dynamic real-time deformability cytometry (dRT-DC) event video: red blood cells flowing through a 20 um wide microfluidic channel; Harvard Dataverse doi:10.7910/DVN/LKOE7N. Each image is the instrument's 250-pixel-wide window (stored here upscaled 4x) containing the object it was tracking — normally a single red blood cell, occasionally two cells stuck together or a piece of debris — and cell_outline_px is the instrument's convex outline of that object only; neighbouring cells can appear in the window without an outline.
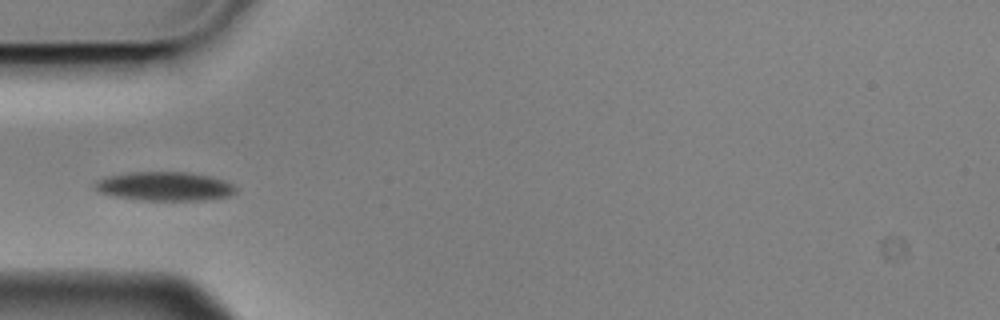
{"species": "Egyptian fruit bat (a non-hibernating species)", "species_latin": "Rousettus aegyptiacus", "temperature_condition": "cold", "stored_images_in_passage": 6, "camera_frame_rate_fps": 3000, "um_per_image_px": 0.085, "animal": {"sex": "male"}, "frame": {"image": 1, "passage_image": 6, "time_ms": 1.667, "image_size_px": [1000, 320], "cell_outline_px": [[236, 192], [228, 196], [204, 200], [140, 200], [116, 196], [100, 192], [92, 188], [92, 184], [96, 180], [108, 176], [128, 172], [192, 172], [224, 180], [232, 184], [236, 188]], "centroid_in_image_um": [13.96, 15.83], "position_along_channel_um": 71.0, "area_um2": 23.81}}